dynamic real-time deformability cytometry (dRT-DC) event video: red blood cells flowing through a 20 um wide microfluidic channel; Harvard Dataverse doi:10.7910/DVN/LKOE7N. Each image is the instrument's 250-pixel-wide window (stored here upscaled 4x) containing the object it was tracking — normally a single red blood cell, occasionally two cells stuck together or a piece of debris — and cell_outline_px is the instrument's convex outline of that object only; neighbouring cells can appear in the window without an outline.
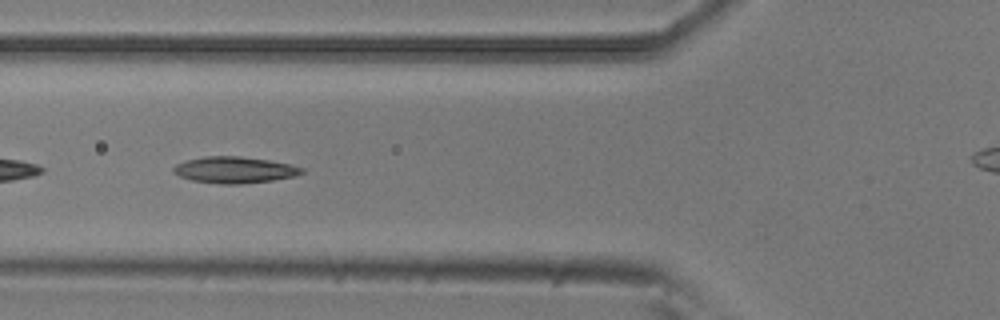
{"species": "common noctule bat (a hibernating species)", "species_latin": "Nyctalus noctula", "temperature_condition": "room temperature", "stored_images_in_passage": 53, "camera_frame_rate_fps": 3000, "um_per_image_px": 0.085, "animal": {"sex": "male", "body_mass_g": 20.5, "forearm_length_mm": 52.5}, "frame": {"image": 1, "passage_image": 18, "time_ms": 5.667, "image_size_px": [1000, 320], "cell_outline_px": [[304, 172], [296, 176], [272, 180], [240, 184], [220, 184], [192, 180], [180, 176], [172, 172], [172, 168], [176, 164], [188, 160], [204, 156], [240, 156], [268, 160], [288, 164], [304, 168]], "centroid_in_image_um": [19.92, 14.44], "position_along_channel_um": 105.9, "area_um2": 19.65}}
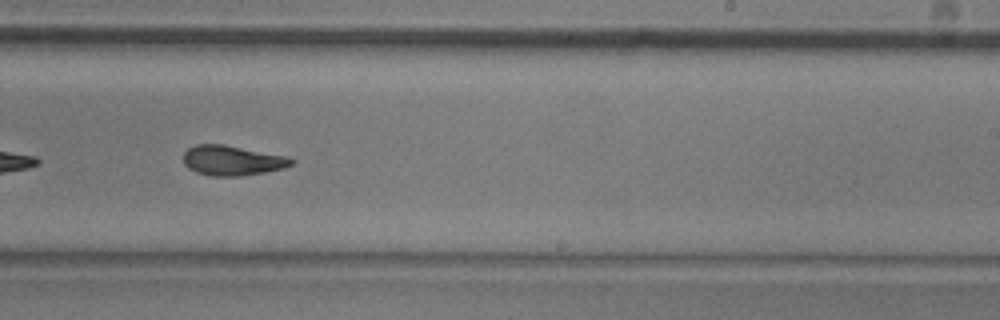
{"frame": {"image": 2, "passage_image": 31, "time_ms": 10.0, "image_size_px": [1000, 320], "cell_outline_px": [[296, 160], [292, 164], [284, 168], [264, 172], [240, 176], [212, 176], [196, 172], [188, 168], [184, 164], [184, 152], [188, 148], [196, 144], [224, 144], [284, 156]], "centroid_in_image_um": [19.71, 13.64], "position_along_channel_um": 269.3, "area_um2": 18.73}}
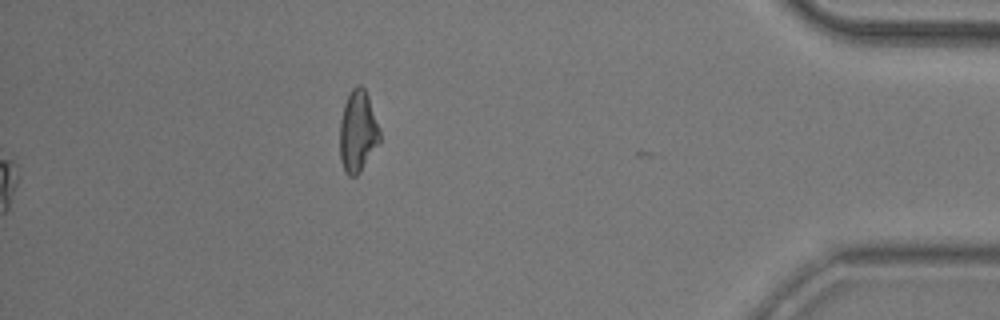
{"frame": {"image": 3, "passage_image": 53, "time_ms": 17.333, "image_size_px": [1000, 320], "cell_outline_px": [[380, 144], [360, 172], [356, 176], [348, 176], [344, 172], [340, 160], [340, 120], [344, 104], [352, 88], [356, 84], [360, 84], [364, 88], [368, 96], [380, 128]], "centroid_in_image_um": [30.42, 11.2], "position_along_channel_um": 404.8, "area_um2": 19.31}, "authors_computed_cell_mechanics": {"area_um2": 19.2474, "velocity_mm_per_s": 3.765, "shape_relaxation_time_tau1_ms": 5.0702, "shape_relaxation_time_tau2_ms": 2.6259, "deformation_change_tau1": 0.1613, "deformation_change_tau2": 0.0923}}